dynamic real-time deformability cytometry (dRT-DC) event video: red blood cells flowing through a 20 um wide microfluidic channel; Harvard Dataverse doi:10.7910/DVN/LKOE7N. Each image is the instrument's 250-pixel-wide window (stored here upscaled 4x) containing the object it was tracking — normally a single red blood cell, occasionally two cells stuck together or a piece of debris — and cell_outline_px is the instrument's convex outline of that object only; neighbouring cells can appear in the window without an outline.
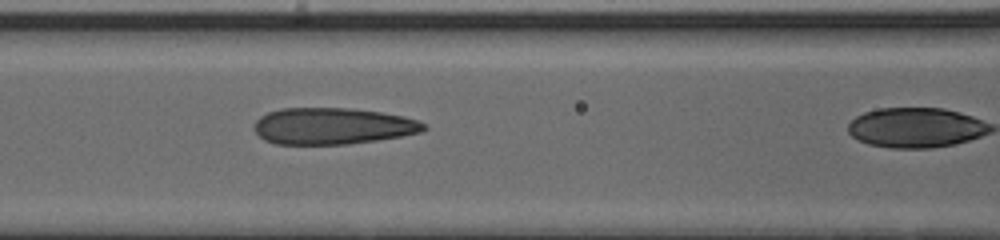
{"species": "human", "species_latin": "Homo sapiens", "temperature_condition": "cold", "stored_images_in_passage": 21, "camera_frame_rate_fps": 3000, "um_per_image_px": 0.085, "donor": {"sex": "male"}, "frame": {"image": 1, "passage_image": 20, "time_ms": 6.333, "image_size_px": [1000, 240], "cell_outline_px": [[428, 128], [420, 132], [400, 136], [376, 140], [348, 144], [276, 144], [264, 140], [252, 128], [256, 120], [260, 116], [268, 112], [280, 108], [352, 108], [380, 112], [404, 116], [416, 120], [424, 124]], "centroid_in_image_um": [28.23, 10.71], "position_along_channel_um": 138.4, "area_um2": 36.13}}